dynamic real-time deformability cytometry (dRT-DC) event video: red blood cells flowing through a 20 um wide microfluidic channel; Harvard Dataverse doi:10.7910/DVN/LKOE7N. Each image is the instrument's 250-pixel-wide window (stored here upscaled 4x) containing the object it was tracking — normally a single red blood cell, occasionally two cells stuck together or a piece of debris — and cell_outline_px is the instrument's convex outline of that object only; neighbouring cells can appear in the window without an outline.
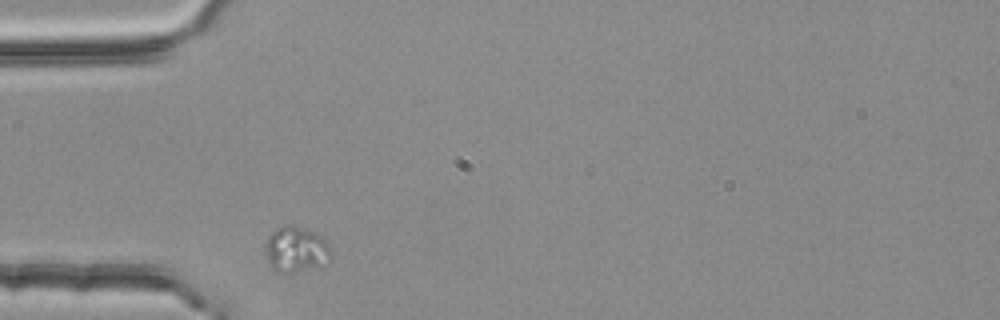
{"species": "common noctule bat (a hibernating species)", "species_latin": "Nyctalus noctula", "temperature_condition": "room temperature", "stored_images_in_passage": 2, "camera_frame_rate_fps": 3000, "um_per_image_px": 0.085, "animal": {"sex": "female", "body_mass_g": 25.1}, "frame": {"image": 1, "passage_image": 1, "time_ms": 0.0, "image_size_px": [1000, 320], "cell_outline_px": [[328, 252], [316, 264], [288, 272], [280, 272], [272, 268], [268, 264], [264, 252], [264, 248], [268, 236], [276, 228], [284, 224], [292, 224], [304, 228], [320, 236], [328, 244]], "centroid_in_image_um": [24.97, 21.11], "position_along_channel_um": 60.0, "area_um2": 16.36}}